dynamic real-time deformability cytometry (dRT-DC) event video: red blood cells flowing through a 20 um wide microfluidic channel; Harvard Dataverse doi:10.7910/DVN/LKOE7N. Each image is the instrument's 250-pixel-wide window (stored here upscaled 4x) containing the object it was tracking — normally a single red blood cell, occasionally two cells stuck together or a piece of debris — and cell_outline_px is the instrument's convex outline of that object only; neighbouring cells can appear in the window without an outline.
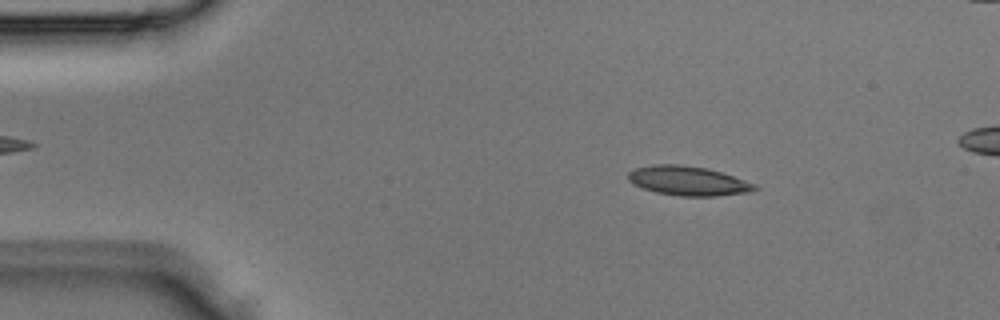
{"species": "Egyptian fruit bat (a non-hibernating species)", "species_latin": "Rousettus aegyptiacus", "temperature_condition": "room temperature", "stored_images_in_passage": 3, "camera_frame_rate_fps": 3000, "um_per_image_px": 0.085, "animal": {"sex": "male"}, "frame": {"image": 1, "passage_image": 1, "time_ms": 0.0, "image_size_px": [1000, 320], "cell_outline_px": [[760, 188], [752, 192], [716, 196], [680, 196], [656, 192], [644, 188], [628, 180], [628, 172], [636, 168], [652, 164], [680, 164], [708, 168], [756, 184]], "centroid_in_image_um": [58.52, 15.37], "position_along_channel_um": 26.5, "area_um2": 21.62}}